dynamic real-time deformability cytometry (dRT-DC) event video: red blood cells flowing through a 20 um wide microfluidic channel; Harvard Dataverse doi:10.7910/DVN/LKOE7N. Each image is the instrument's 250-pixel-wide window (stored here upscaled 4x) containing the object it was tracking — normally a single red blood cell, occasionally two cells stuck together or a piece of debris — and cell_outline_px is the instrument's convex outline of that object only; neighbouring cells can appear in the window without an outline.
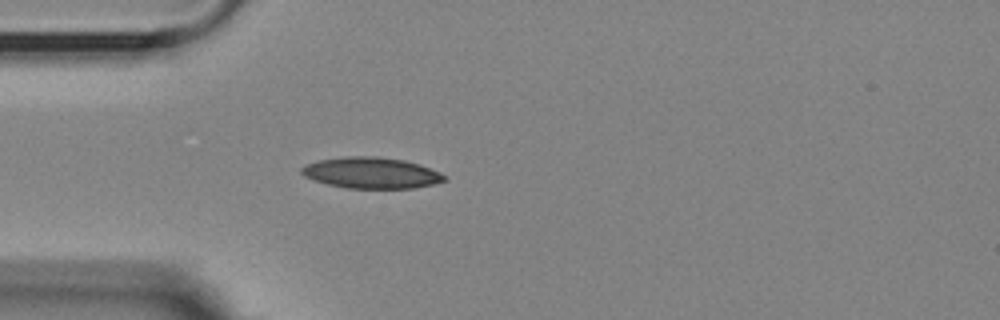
{"species": "Egyptian fruit bat (a non-hibernating species)", "species_latin": "Rousettus aegyptiacus", "temperature_condition": "room temperature", "stored_images_in_passage": 41, "camera_frame_rate_fps": 3000, "um_per_image_px": 0.085, "animal": {"sex": "female"}, "frame": {"image": 1, "passage_image": 1, "time_ms": 0.0, "image_size_px": [1000, 320], "cell_outline_px": [[444, 180], [432, 184], [412, 188], [348, 188], [328, 184], [304, 176], [300, 172], [300, 168], [308, 164], [320, 160], [344, 156], [376, 156], [404, 160], [420, 164], [440, 172], [444, 176]], "centroid_in_image_um": [31.55, 14.68], "position_along_channel_um": 53.5, "area_um2": 25.61}}
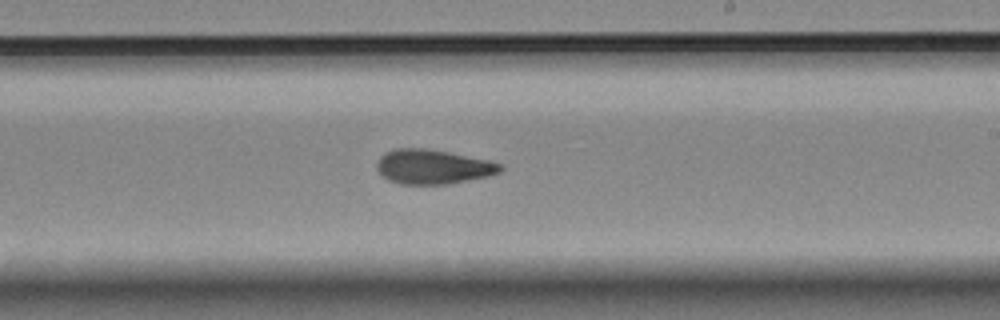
{"frame": {"image": 2, "passage_image": 18, "time_ms": 5.667, "image_size_px": [1000, 320], "cell_outline_px": [[504, 168], [500, 172], [488, 176], [448, 184], [400, 184], [388, 180], [376, 168], [376, 164], [380, 156], [384, 152], [396, 148], [424, 148], [448, 152], [488, 160], [500, 164]], "centroid_in_image_um": [36.77, 14.17], "position_along_channel_um": 252.2, "area_um2": 24.74}}
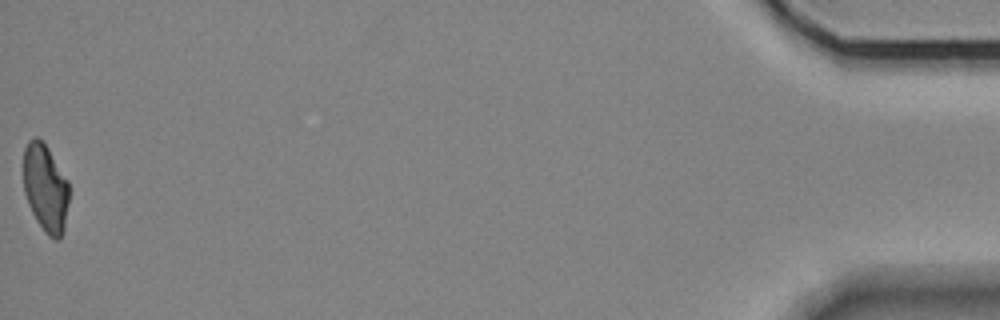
{"frame": {"image": 3, "passage_image": 41, "time_ms": 13.333, "image_size_px": [1000, 320], "cell_outline_px": [[68, 204], [64, 228], [60, 236], [56, 240], [48, 236], [44, 232], [36, 220], [28, 204], [24, 192], [24, 148], [28, 140], [36, 136], [48, 148], [68, 180]], "centroid_in_image_um": [3.86, 15.98], "position_along_channel_um": 431.3, "area_um2": 23.24}, "authors_computed_cell_mechanics": {"area_um2": 24.7384, "velocity_mm_per_s": 3.6041, "shape_relaxation_time_tau1_ms": 10.5228, "shape_relaxation_time_tau2_ms": 3.5073, "deformation_change_tau1": 0.2322, "deformation_change_tau2": 0.1102}}